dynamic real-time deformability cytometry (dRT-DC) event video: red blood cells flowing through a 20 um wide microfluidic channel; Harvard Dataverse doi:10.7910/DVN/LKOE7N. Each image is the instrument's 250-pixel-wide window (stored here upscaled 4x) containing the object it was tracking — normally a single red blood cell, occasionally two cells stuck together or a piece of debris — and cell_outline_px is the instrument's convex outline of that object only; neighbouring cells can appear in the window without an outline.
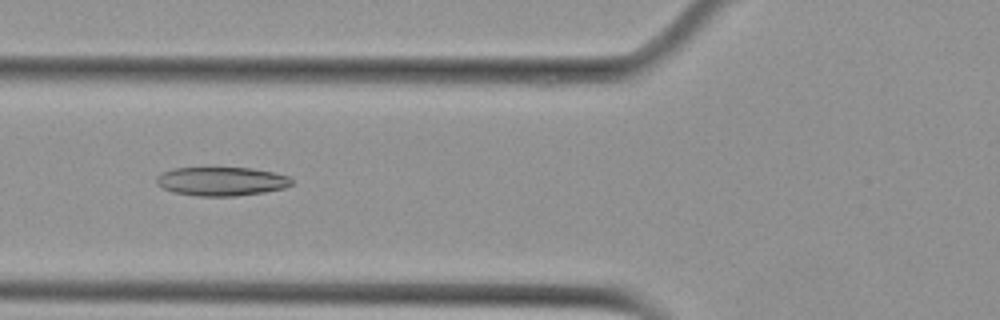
{"species": "Egyptian fruit bat (a non-hibernating species)", "species_latin": "Rousettus aegyptiacus", "temperature_condition": "cold", "stored_images_in_passage": 6, "camera_frame_rate_fps": 3000, "um_per_image_px": 0.085, "animal": {"sex": "female"}, "frame": {"image": 1, "passage_image": 5, "time_ms": 6.0, "image_size_px": [1000, 320], "cell_outline_px": [[292, 184], [284, 188], [264, 192], [236, 196], [196, 196], [172, 192], [156, 184], [156, 176], [172, 168], [252, 168], [272, 172], [288, 176], [292, 180]], "centroid_in_image_um": [18.8, 15.42], "position_along_channel_um": 107.0, "area_um2": 22.66}}
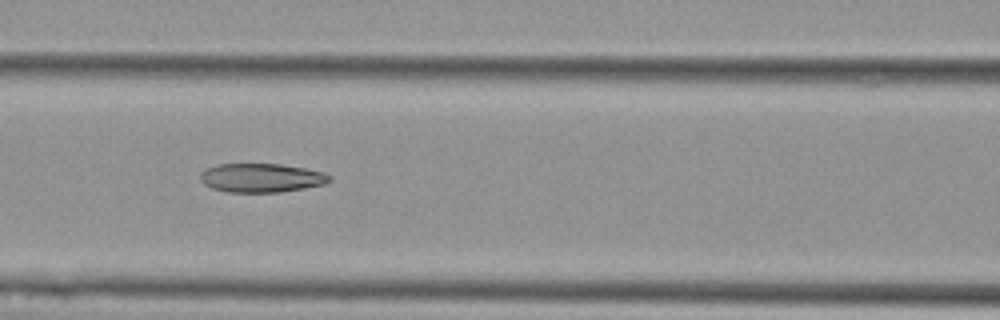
{"frame": {"image": 2, "passage_image": 6, "time_ms": 7.0, "image_size_px": [1000, 320], "cell_outline_px": [[332, 180], [324, 184], [304, 188], [280, 192], [228, 192], [212, 188], [204, 184], [200, 180], [200, 172], [216, 164], [280, 164], [304, 168], [324, 172], [332, 176]], "centroid_in_image_um": [22.22, 15.11], "position_along_channel_um": 144.4, "area_um2": 21.79}}